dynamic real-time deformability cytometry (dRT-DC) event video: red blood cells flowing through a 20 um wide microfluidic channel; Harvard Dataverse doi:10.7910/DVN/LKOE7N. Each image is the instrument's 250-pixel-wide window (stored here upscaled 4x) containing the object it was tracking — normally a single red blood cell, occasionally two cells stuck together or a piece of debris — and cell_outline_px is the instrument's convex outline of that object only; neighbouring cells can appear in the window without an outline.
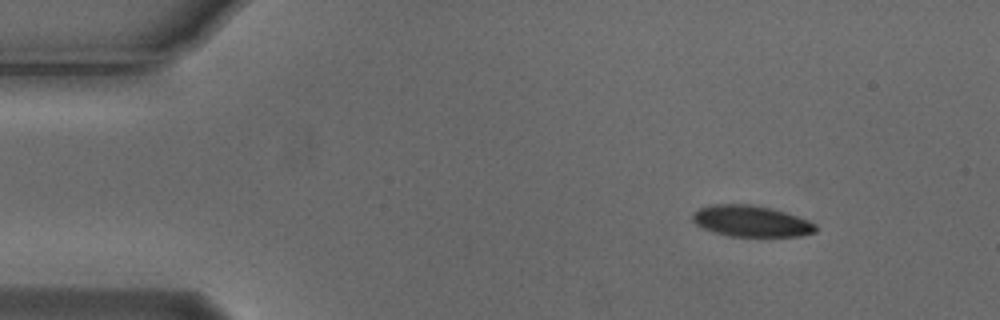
{"species": "Egyptian fruit bat (a non-hibernating species)", "species_latin": "Rousettus aegyptiacus", "temperature_condition": "cold", "stored_images_in_passage": 53, "camera_frame_rate_fps": 3000, "um_per_image_px": 0.085, "animal": {"sex": "male"}, "frame": {"image": 1, "passage_image": 5, "time_ms": 1.333, "image_size_px": [1000, 320], "cell_outline_px": [[816, 232], [800, 236], [728, 236], [704, 228], [696, 224], [692, 220], [692, 212], [700, 208], [712, 204], [752, 204], [772, 208], [808, 220], [816, 224]], "centroid_in_image_um": [63.84, 18.79], "position_along_channel_um": 21.2, "area_um2": 22.31}}
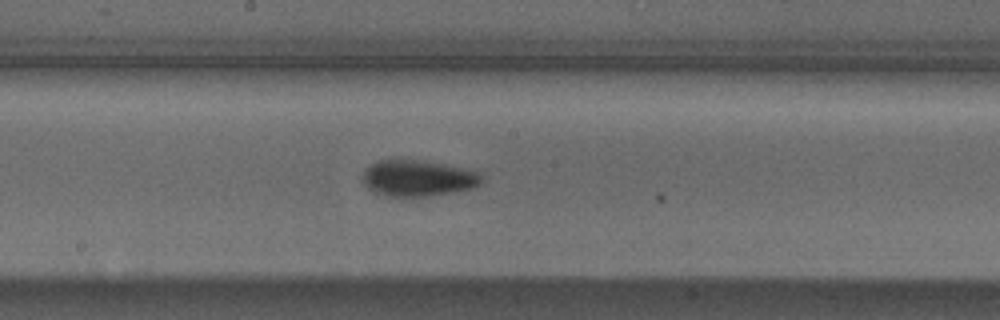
{"frame": {"image": 2, "passage_image": 27, "time_ms": 8.667, "image_size_px": [1000, 320], "cell_outline_px": [[484, 180], [480, 184], [472, 188], [452, 192], [428, 196], [384, 196], [368, 188], [364, 184], [364, 168], [380, 160], [416, 160], [444, 164], [476, 172]], "centroid_in_image_um": [35.5, 15.15], "position_along_channel_um": 212.7, "area_um2": 24.62}}
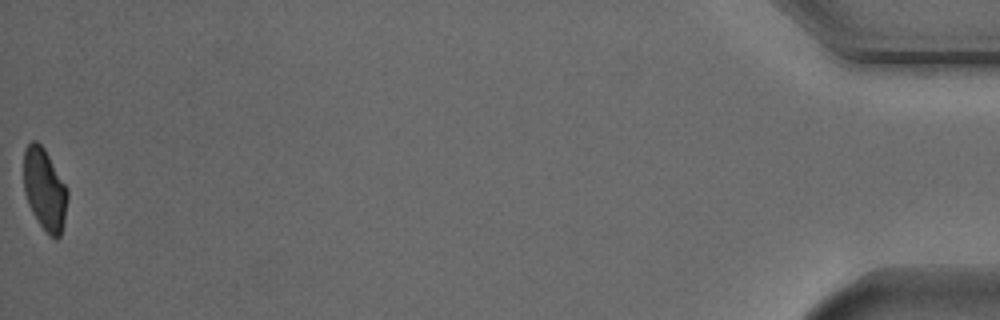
{"frame": {"image": 3, "passage_image": 53, "time_ms": 17.333, "image_size_px": [1000, 320], "cell_outline_px": [[68, 200], [64, 224], [60, 236], [56, 240], [48, 236], [32, 212], [28, 204], [24, 192], [24, 148], [32, 140], [36, 140], [44, 148], [68, 188]], "centroid_in_image_um": [3.81, 16.13], "position_along_channel_um": 431.4, "area_um2": 21.21}, "authors_computed_cell_mechanics": {"area_um2": 23.0622, "velocity_mm_per_s": 3.7345, "shape_relaxation_time_tau1_ms": 4.1474, "shape_relaxation_time_tau2_ms": 2.4685, "deformation_change_tau1": 0.1506, "deformation_change_tau2": 0.0579}}